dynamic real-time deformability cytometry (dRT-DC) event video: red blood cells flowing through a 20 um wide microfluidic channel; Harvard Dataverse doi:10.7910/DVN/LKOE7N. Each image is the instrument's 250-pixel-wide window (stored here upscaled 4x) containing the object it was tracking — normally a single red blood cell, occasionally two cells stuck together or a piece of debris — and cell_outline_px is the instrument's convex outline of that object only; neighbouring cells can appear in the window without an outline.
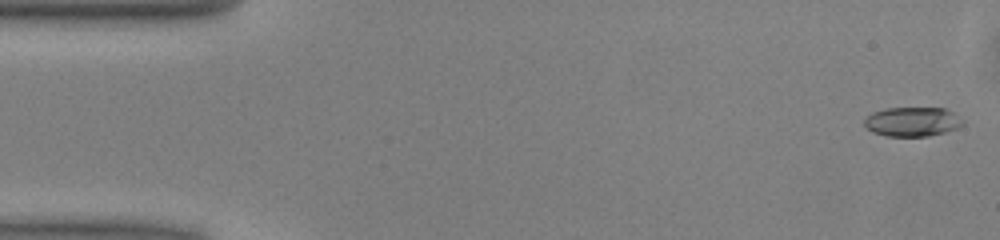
{"species": "common noctule bat (a hibernating species)", "species_latin": "Nyctalus noctula", "temperature_condition": "warm", "stored_images_in_passage": 50, "camera_frame_rate_fps": 3000, "um_per_image_px": 0.085, "animal": {"sex": "male", "body_mass_g": 13.0, "forearm_length_mm": 53.1}, "frame": {"image": 1, "passage_image": 1, "time_ms": 0.0, "image_size_px": [1000, 240], "cell_outline_px": [[964, 124], [956, 128], [944, 132], [928, 136], [884, 136], [872, 132], [864, 124], [864, 120], [872, 112], [884, 108], [944, 108], [952, 112], [964, 120]], "centroid_in_image_um": [77.54, 10.34], "position_along_channel_um": 7.5, "area_um2": 16.82}}
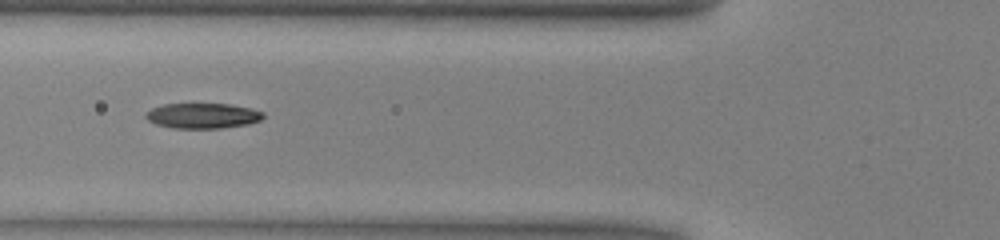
{"frame": {"image": 2, "passage_image": 18, "time_ms": 5.667, "image_size_px": [1000, 240], "cell_outline_px": [[264, 116], [260, 120], [248, 124], [220, 128], [172, 128], [156, 124], [148, 120], [144, 116], [144, 112], [152, 108], [164, 104], [228, 104], [248, 108], [264, 112]], "centroid_in_image_um": [17.18, 9.84], "position_along_channel_um": 108.6, "area_um2": 17.22}}
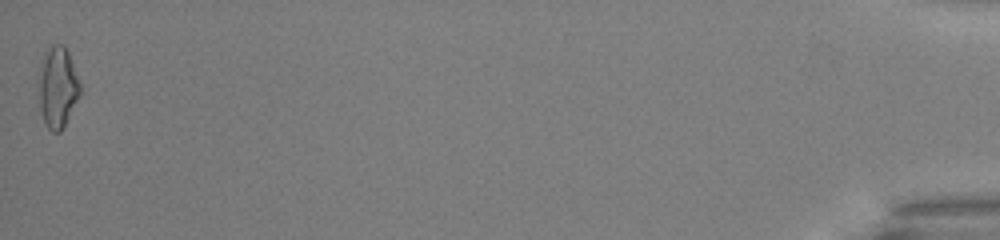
{"frame": {"image": 3, "passage_image": 50, "time_ms": 16.333, "image_size_px": [1000, 240], "cell_outline_px": [[80, 96], [64, 128], [60, 132], [52, 132], [44, 124], [40, 108], [36, 80], [36, 72], [44, 52], [48, 44], [60, 44], [68, 52], [80, 84]], "centroid_in_image_um": [4.84, 7.41], "position_along_channel_um": 430.4, "area_um2": 20.35}, "authors_computed_cell_mechanics": {"area_um2": 17.3689, "velocity_mm_per_s": 4.0365, "shape_relaxation_time_tau1_ms": 5.0824, "shape_relaxation_time_tau2_ms": 2.6696, "deformation_change_tau1": 0.1586, "deformation_change_tau2": 0.0934}}